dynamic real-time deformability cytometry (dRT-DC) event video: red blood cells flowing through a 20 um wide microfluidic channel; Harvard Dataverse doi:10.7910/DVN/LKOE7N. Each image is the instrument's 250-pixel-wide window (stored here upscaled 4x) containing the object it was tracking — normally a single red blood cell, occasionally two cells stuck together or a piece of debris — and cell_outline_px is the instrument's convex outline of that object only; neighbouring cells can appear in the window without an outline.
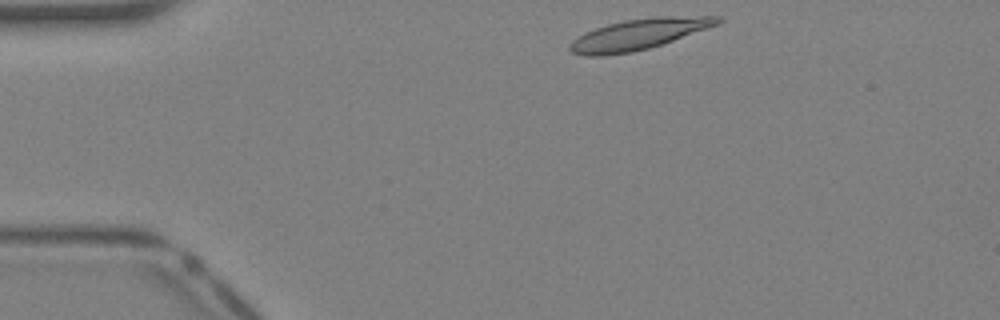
{"species": "Egyptian fruit bat (a non-hibernating species)", "species_latin": "Rousettus aegyptiacus", "temperature_condition": "warm", "stored_images_in_passage": 33, "camera_frame_rate_fps": 3000, "um_per_image_px": 0.085, "animal": {"sex": "female"}, "frame": {"image": 1, "passage_image": 1, "time_ms": 0.0, "image_size_px": [1000, 320], "cell_outline_px": [[724, 20], [720, 24], [648, 48], [632, 52], [604, 56], [584, 56], [572, 52], [568, 48], [568, 44], [572, 40], [596, 28], [608, 24], [624, 20], [656, 16], [720, 16]], "centroid_in_image_um": [54.29, 2.91], "position_along_channel_um": 30.7, "area_um2": 26.3}}
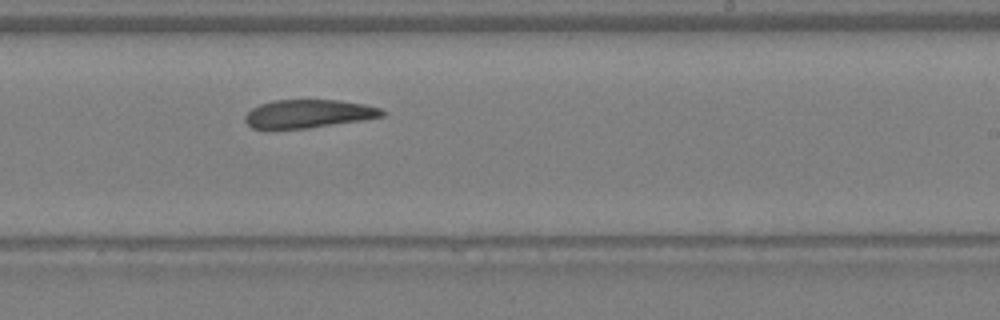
{"frame": {"image": 2, "passage_image": 18, "time_ms": 5.667, "image_size_px": [1000, 320], "cell_outline_px": [[384, 116], [360, 120], [308, 128], [268, 132], [252, 128], [244, 120], [244, 116], [252, 108], [260, 104], [276, 100], [340, 100], [364, 104], [380, 108], [384, 112]], "centroid_in_image_um": [26.11, 9.7], "position_along_channel_um": 262.9, "area_um2": 23.06}}
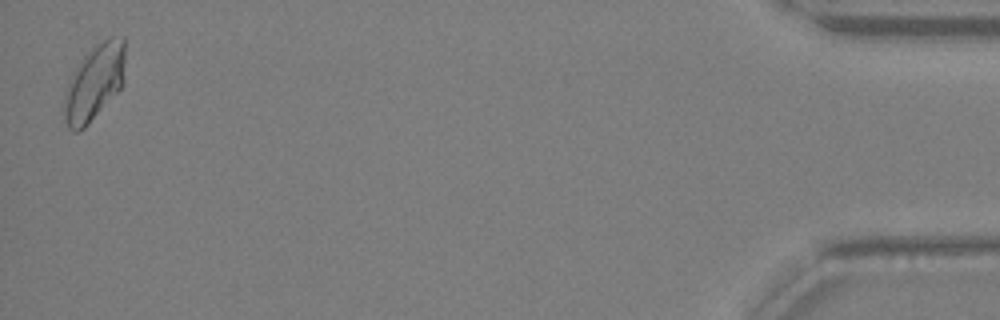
{"frame": {"image": 3, "passage_image": 33, "time_ms": 10.667, "image_size_px": [1000, 320], "cell_outline_px": [[124, 84], [88, 124], [80, 132], [72, 132], [68, 128], [64, 120], [64, 92], [72, 72], [84, 56], [96, 44], [108, 36], [124, 36]], "centroid_in_image_um": [8.01, 7.01], "position_along_channel_um": 427.2, "area_um2": 27.17}}